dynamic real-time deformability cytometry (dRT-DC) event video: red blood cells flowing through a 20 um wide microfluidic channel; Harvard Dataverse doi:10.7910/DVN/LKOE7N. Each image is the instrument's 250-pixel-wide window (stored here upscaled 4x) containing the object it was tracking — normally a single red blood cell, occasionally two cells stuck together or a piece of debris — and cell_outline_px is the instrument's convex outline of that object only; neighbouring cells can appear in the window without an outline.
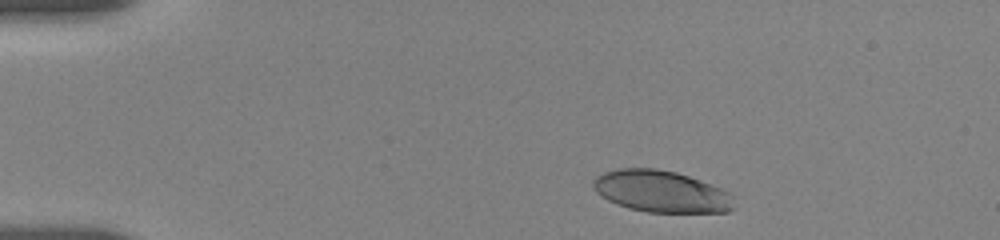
{"species": "human", "species_latin": "Homo sapiens", "temperature_condition": "room temperature", "stored_images_in_passage": 48, "camera_frame_rate_fps": 3000, "um_per_image_px": 0.085, "donor": {"sex": "female"}, "frame": {"image": 1, "passage_image": 1, "time_ms": 0.0, "image_size_px": [1000, 240], "cell_outline_px": [[736, 208], [728, 212], [648, 212], [628, 208], [616, 204], [600, 196], [596, 192], [592, 184], [592, 180], [596, 176], [604, 172], [620, 168], [656, 168], [676, 172], [700, 180], [720, 188], [728, 192], [732, 196]], "centroid_in_image_um": [56.19, 16.27], "position_along_channel_um": 28.8, "area_um2": 34.39}}
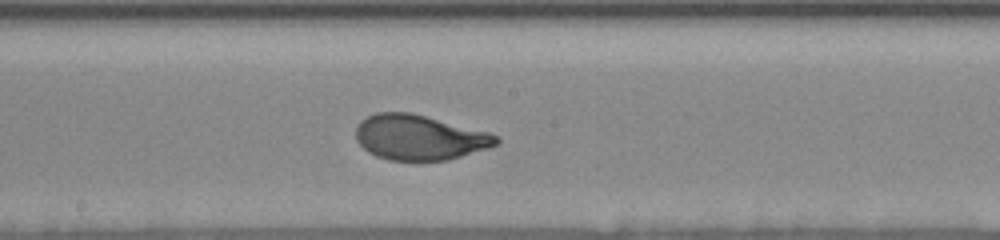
{"frame": {"image": 2, "passage_image": 23, "time_ms": 7.0, "image_size_px": [1000, 240], "cell_outline_px": [[500, 144], [488, 148], [448, 160], [388, 160], [376, 156], [368, 152], [356, 140], [356, 124], [360, 120], [376, 112], [412, 112], [488, 132], [500, 136]], "centroid_in_image_um": [35.65, 11.67], "position_along_channel_um": 212.6, "area_um2": 37.11}}
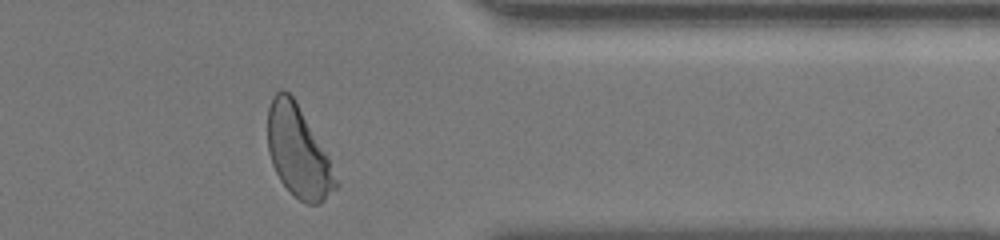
{"frame": {"image": 3, "passage_image": 44, "time_ms": 12.0, "image_size_px": [1000, 240], "cell_outline_px": [[340, 184], [320, 204], [308, 204], [300, 200], [280, 180], [272, 164], [268, 152], [268, 108], [272, 96], [280, 88], [284, 88], [292, 96], [328, 152]], "centroid_in_image_um": [25.38, 12.88], "position_along_channel_um": 386.0, "area_um2": 36.41}, "authors_computed_cell_mechanics": {"area_um2": 36.8764, "velocity_mm_per_s": 3.6364, "shape_relaxation_time_tau1_ms": 2.8232, "shape_relaxation_time_tau2_ms": null, "deformation_change_tau1": 0.1479, "deformation_change_tau2": null}}